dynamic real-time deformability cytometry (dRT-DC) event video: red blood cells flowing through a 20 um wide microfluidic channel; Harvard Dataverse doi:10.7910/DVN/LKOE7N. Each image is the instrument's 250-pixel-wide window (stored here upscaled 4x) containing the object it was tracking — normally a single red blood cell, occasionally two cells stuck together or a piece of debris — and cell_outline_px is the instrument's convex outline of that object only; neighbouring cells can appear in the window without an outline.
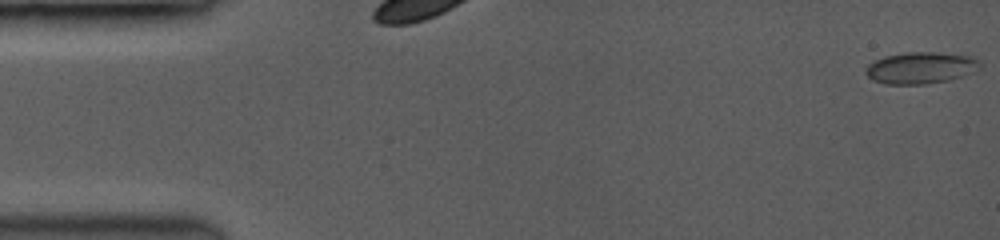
{"species": "common noctule bat (a hibernating species)", "species_latin": "Nyctalus noctula", "temperature_condition": "room temperature", "stored_images_in_passage": 30, "camera_frame_rate_fps": 3500, "um_per_image_px": 0.085, "animal": {"sex": "female", "body_mass_g": 19.0, "forearm_length_mm": 53.3}, "frame": {"image": 1, "passage_image": 1, "time_ms": 0.0, "image_size_px": [1000, 240], "cell_outline_px": [[984, 64], [976, 72], [964, 76], [948, 80], [928, 84], [884, 84], [872, 80], [864, 72], [868, 64], [876, 60], [888, 56], [916, 52], [924, 52], [968, 56], [980, 60]], "centroid_in_image_um": [78.31, 5.8], "position_along_channel_um": 6.7, "area_um2": 20.92}}
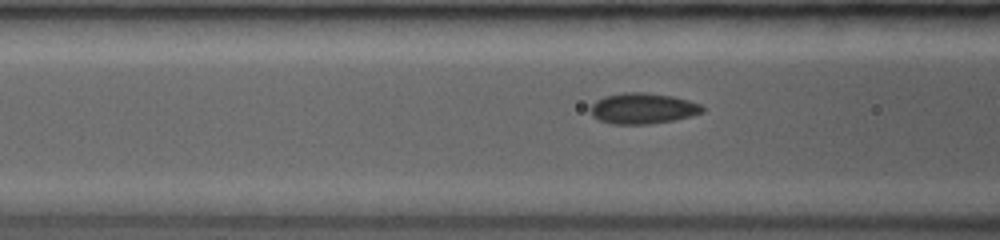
{"frame": {"image": 2, "passage_image": 25, "time_ms": 6.286, "image_size_px": [1000, 240], "cell_outline_px": [[704, 112], [672, 120], [648, 124], [612, 124], [600, 120], [592, 116], [592, 104], [596, 100], [608, 96], [632, 92], [640, 92], [672, 96], [688, 100], [700, 104], [704, 108]], "centroid_in_image_um": [54.65, 9.22], "position_along_channel_um": 111.9, "area_um2": 19.59}}
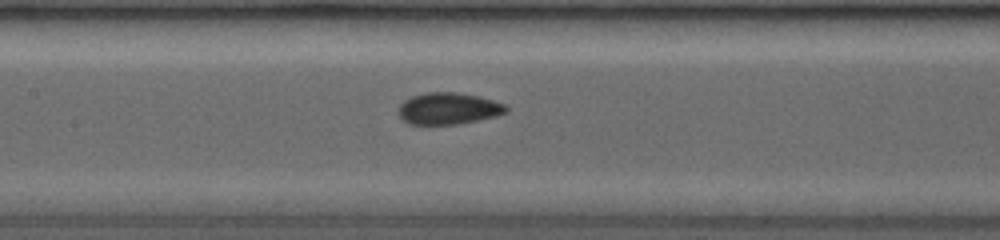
{"frame": {"image": 3, "passage_image": 30, "time_ms": 7.714, "image_size_px": [1000, 240], "cell_outline_px": [[508, 108], [504, 112], [496, 116], [456, 124], [412, 124], [404, 120], [400, 116], [400, 104], [404, 100], [412, 96], [428, 92], [452, 92], [476, 96], [492, 100], [504, 104]], "centroid_in_image_um": [38.1, 9.22], "position_along_channel_um": 169.3, "area_um2": 19.36}}